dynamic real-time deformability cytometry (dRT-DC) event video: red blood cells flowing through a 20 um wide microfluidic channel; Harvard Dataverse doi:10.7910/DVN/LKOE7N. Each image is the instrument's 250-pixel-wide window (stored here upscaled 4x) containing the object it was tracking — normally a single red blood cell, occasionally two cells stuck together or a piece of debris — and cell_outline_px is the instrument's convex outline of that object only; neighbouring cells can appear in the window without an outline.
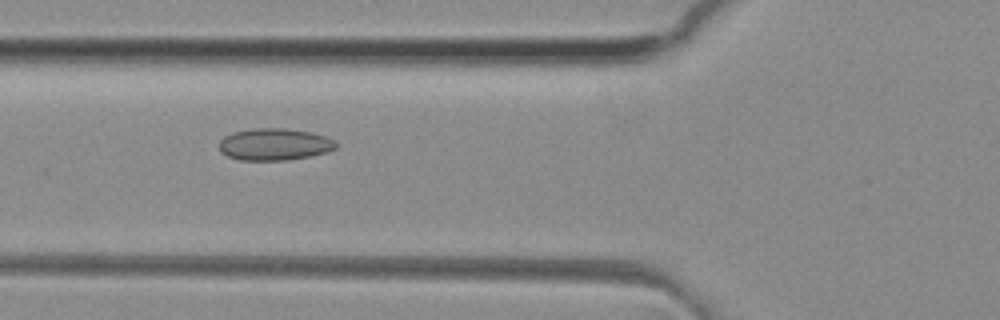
{"species": "common noctule bat (a hibernating species)", "species_latin": "Nyctalus noctula", "temperature_condition": "room temperature", "stored_images_in_passage": 36, "camera_frame_rate_fps": 3000, "um_per_image_px": 0.085, "animal": {"sex": "female", "body_mass_g": 29.2, "forearm_length_mm": 56.3}, "frame": {"image": 1, "passage_image": 8, "time_ms": 2.333, "image_size_px": [1000, 320], "cell_outline_px": [[336, 148], [328, 152], [312, 156], [288, 160], [240, 160], [228, 156], [220, 152], [220, 140], [224, 136], [232, 132], [252, 128], [284, 128], [312, 132], [336, 140]], "centroid_in_image_um": [23.34, 12.27], "position_along_channel_um": 102.5, "area_um2": 21.96}}
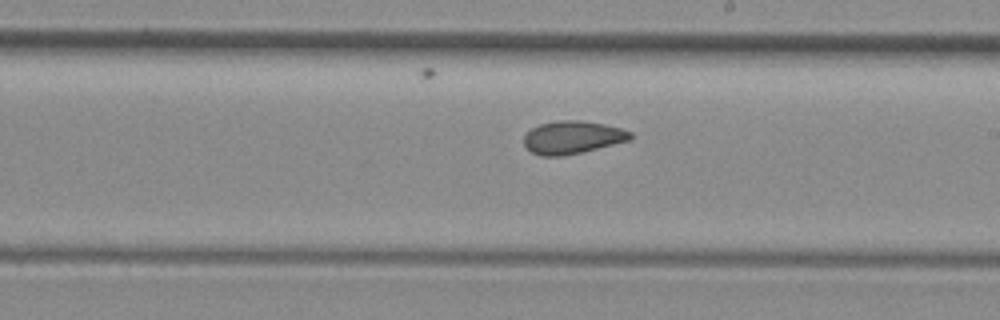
{"frame": {"image": 2, "passage_image": 18, "time_ms": 5.667, "image_size_px": [1000, 320], "cell_outline_px": [[632, 136], [628, 140], [564, 156], [540, 156], [532, 152], [524, 144], [524, 136], [532, 128], [540, 124], [556, 120], [580, 120], [604, 124], [620, 128], [632, 132]], "centroid_in_image_um": [48.62, 11.67], "position_along_channel_um": 240.4, "area_um2": 20.11}}
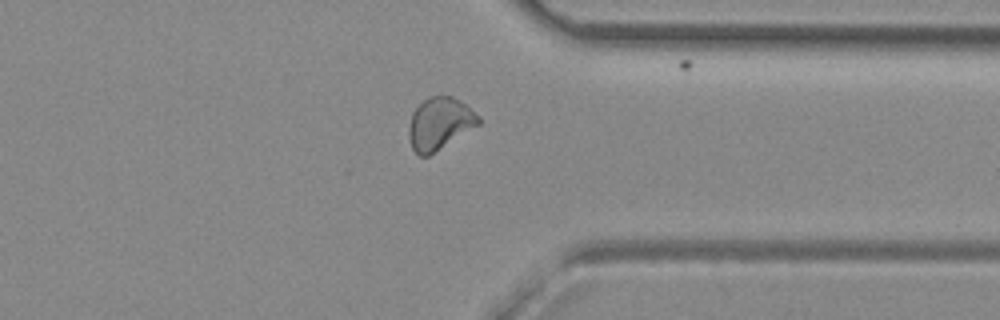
{"frame": {"image": 3, "passage_image": 28, "time_ms": 9.0, "image_size_px": [1000, 320], "cell_outline_px": [[480, 124], [428, 156], [420, 156], [412, 148], [408, 136], [408, 128], [412, 112], [428, 96], [452, 96], [460, 100], [480, 116]], "centroid_in_image_um": [37.36, 10.5], "position_along_channel_um": 374.0, "area_um2": 21.1}}